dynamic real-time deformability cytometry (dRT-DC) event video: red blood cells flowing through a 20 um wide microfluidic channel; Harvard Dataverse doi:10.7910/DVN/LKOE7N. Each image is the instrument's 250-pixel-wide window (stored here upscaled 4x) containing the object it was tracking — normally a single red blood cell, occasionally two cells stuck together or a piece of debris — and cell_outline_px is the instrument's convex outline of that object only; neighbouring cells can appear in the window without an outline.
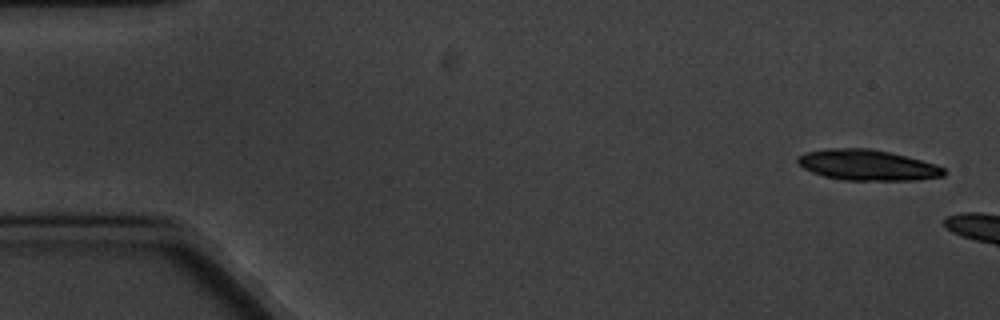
{"species": "common noctule bat (a hibernating species)", "species_latin": "Nyctalus noctula", "temperature_condition": "cold", "stored_images_in_passage": 3, "camera_frame_rate_fps": 3000, "um_per_image_px": 0.085, "animal": {"sex": "male", "body_mass_g": 20.1, "forearm_length_mm": 53.5}, "frame": {"image": 1, "passage_image": 1, "time_ms": 0.0, "image_size_px": [1000, 320], "cell_outline_px": [[948, 172], [944, 176], [920, 180], [844, 180], [824, 176], [812, 172], [804, 168], [796, 160], [796, 156], [804, 152], [828, 148], [872, 148], [936, 164], [944, 168]], "centroid_in_image_um": [73.73, 14.03], "position_along_channel_um": 11.3, "area_um2": 26.24}}